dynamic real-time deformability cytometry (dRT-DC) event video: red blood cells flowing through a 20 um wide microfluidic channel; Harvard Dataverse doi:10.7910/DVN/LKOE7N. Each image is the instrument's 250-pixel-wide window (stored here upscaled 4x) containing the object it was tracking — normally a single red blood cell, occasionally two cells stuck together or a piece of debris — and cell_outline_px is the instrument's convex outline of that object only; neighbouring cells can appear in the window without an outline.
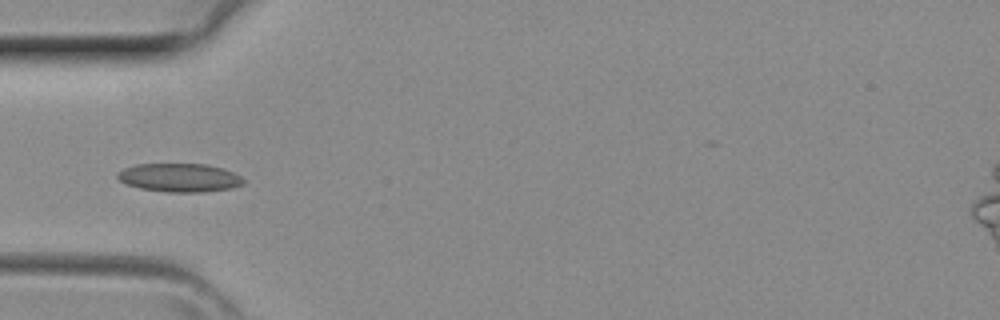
{"species": "common noctule bat (a hibernating species)", "species_latin": "Nyctalus noctula", "temperature_condition": "room temperature", "stored_images_in_passage": 3, "camera_frame_rate_fps": 3000, "um_per_image_px": 0.085, "animal": {"sex": "female", "body_mass_g": 29.2, "forearm_length_mm": 56.3}, "frame": {"image": 1, "passage_image": 3, "time_ms": 0.667, "image_size_px": [1000, 320], "cell_outline_px": [[244, 184], [232, 188], [204, 192], [168, 192], [140, 188], [128, 184], [120, 180], [116, 176], [116, 172], [124, 168], [136, 164], [208, 164], [224, 168], [240, 176], [244, 180]], "centroid_in_image_um": [15.27, 15.09], "position_along_channel_um": 69.7, "area_um2": 20.98}}